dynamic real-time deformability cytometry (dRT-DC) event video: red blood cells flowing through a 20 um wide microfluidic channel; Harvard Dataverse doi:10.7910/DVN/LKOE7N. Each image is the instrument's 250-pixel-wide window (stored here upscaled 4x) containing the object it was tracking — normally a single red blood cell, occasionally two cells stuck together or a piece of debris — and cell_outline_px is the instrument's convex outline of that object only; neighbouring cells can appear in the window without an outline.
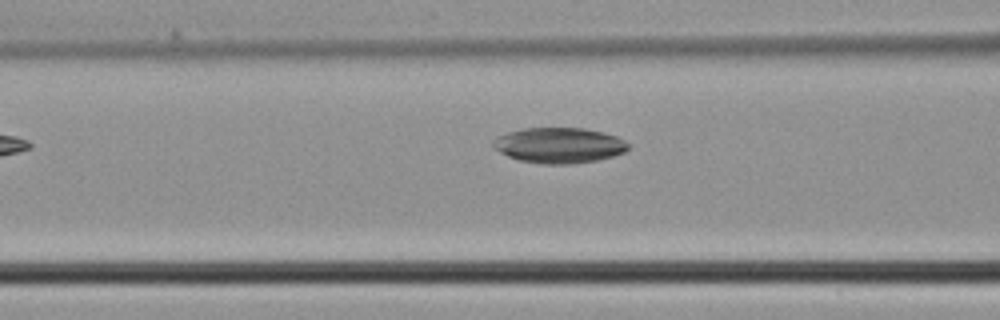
{"species": "common noctule bat (a hibernating species)", "species_latin": "Nyctalus noctula", "temperature_condition": "cold", "stored_images_in_passage": 4, "camera_frame_rate_fps": 3000, "um_per_image_px": 0.085, "animal": {"sex": "male", "body_mass_g": 21.5, "forearm_length_mm": 52.0}, "frame": {"image": 1, "passage_image": 4, "time_ms": 1.0, "image_size_px": [1000, 320], "cell_outline_px": [[628, 148], [624, 152], [612, 156], [596, 160], [572, 164], [540, 164], [516, 160], [492, 148], [492, 140], [508, 132], [524, 128], [584, 128], [616, 136], [624, 140], [628, 144]], "centroid_in_image_um": [47.48, 12.36], "position_along_channel_um": 119.1, "area_um2": 27.92}}